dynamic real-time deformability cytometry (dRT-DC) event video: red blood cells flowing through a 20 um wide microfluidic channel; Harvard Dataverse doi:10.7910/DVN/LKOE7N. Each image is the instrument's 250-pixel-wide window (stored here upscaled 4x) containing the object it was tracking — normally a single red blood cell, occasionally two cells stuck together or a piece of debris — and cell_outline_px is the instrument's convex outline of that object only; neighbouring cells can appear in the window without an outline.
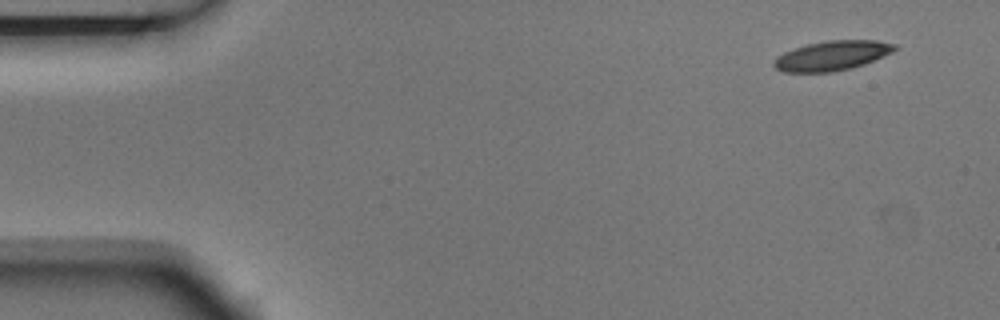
{"species": "Egyptian fruit bat (a non-hibernating species)", "species_latin": "Rousettus aegyptiacus", "temperature_condition": "room temperature", "stored_images_in_passage": 4, "camera_frame_rate_fps": 3000, "um_per_image_px": 0.085, "animal": {"sex": "male"}, "frame": {"image": 1, "passage_image": 1, "time_ms": 0.0, "image_size_px": [1000, 320], "cell_outline_px": [[896, 48], [892, 52], [864, 64], [852, 68], [832, 72], [784, 72], [776, 68], [772, 64], [776, 56], [784, 52], [808, 44], [828, 40], [876, 40], [896, 44]], "centroid_in_image_um": [70.71, 4.73], "position_along_channel_um": 14.3, "area_um2": 20.75}}
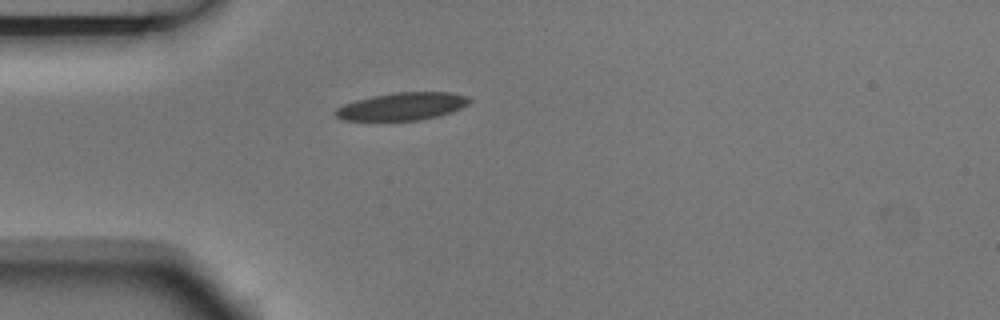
{"frame": {"image": 2, "passage_image": 4, "time_ms": 1.0, "image_size_px": [1000, 320], "cell_outline_px": [[472, 100], [468, 104], [452, 112], [420, 120], [344, 120], [336, 116], [332, 112], [336, 108], [344, 104], [356, 100], [372, 96], [396, 92], [452, 92], [468, 96]], "centroid_in_image_um": [34.19, 9.03], "position_along_channel_um": 50.8, "area_um2": 21.56}}